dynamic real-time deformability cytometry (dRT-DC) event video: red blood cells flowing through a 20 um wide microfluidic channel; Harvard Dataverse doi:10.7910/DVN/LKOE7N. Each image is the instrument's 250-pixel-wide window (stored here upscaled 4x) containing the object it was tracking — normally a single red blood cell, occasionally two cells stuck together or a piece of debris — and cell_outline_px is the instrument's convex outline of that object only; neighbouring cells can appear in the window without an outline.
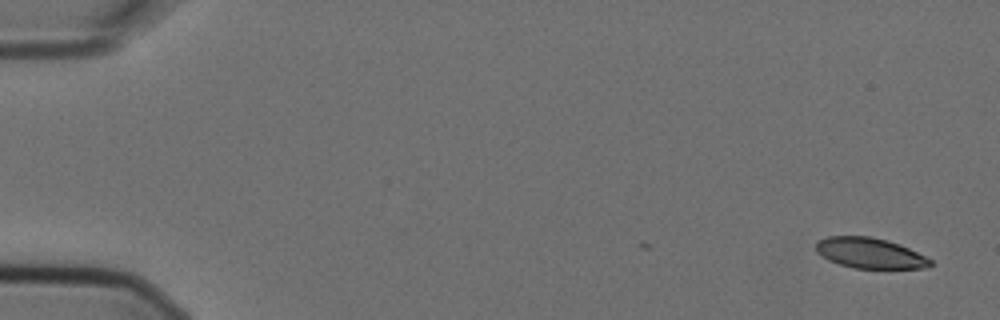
{"species": "Egyptian fruit bat (a non-hibernating species)", "species_latin": "Rousettus aegyptiacus", "temperature_condition": "cold", "stored_images_in_passage": 2, "camera_frame_rate_fps": 3000, "um_per_image_px": 0.085, "animal": {"sex": "female"}, "frame": {"image": 1, "passage_image": 2, "time_ms": 0.333, "image_size_px": [1000, 320], "cell_outline_px": [[932, 264], [928, 268], [852, 268], [828, 260], [816, 252], [816, 244], [820, 240], [828, 236], [872, 236], [888, 240], [900, 244], [932, 260]], "centroid_in_image_um": [73.94, 21.51], "position_along_channel_um": 11.1, "area_um2": 20.29}}